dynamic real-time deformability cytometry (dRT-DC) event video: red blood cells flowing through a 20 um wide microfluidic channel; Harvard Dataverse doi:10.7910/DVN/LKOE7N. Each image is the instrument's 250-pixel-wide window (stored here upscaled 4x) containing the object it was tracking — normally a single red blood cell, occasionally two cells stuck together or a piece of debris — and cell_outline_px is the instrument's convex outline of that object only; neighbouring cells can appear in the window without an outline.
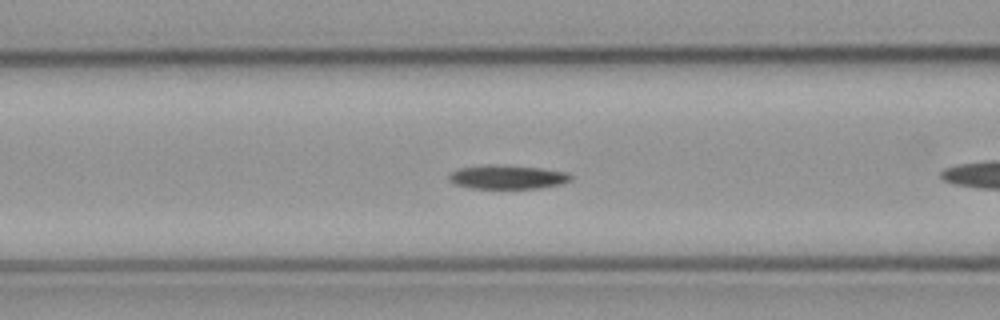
{"species": "common noctule bat (a hibernating species)", "species_latin": "Nyctalus noctula", "temperature_condition": "cold", "stored_images_in_passage": 44, "camera_frame_rate_fps": 3000, "um_per_image_px": 0.085, "animal": {"sex": "male", "body_mass_g": 23.1, "forearm_length_mm": 52.7}, "frame": {"image": 1, "passage_image": 8, "time_ms": 2.333, "image_size_px": [1000, 320], "cell_outline_px": [[572, 180], [560, 184], [540, 188], [472, 188], [452, 184], [448, 180], [448, 172], [460, 168], [488, 164], [496, 164], [540, 168], [568, 172], [572, 176]], "centroid_in_image_um": [43.09, 15.04], "position_along_channel_um": 123.5, "area_um2": 17.17}}
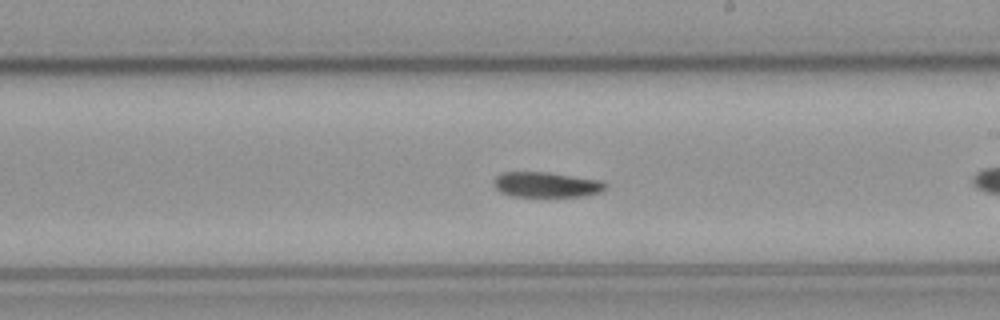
{"frame": {"image": 2, "passage_image": 18, "time_ms": 5.667, "image_size_px": [1000, 320], "cell_outline_px": [[608, 188], [600, 192], [584, 196], [512, 196], [500, 192], [492, 184], [492, 180], [496, 176], [504, 172], [548, 172], [604, 180], [608, 184]], "centroid_in_image_um": [46.48, 15.69], "position_along_channel_um": 242.5, "area_um2": 16.7}}
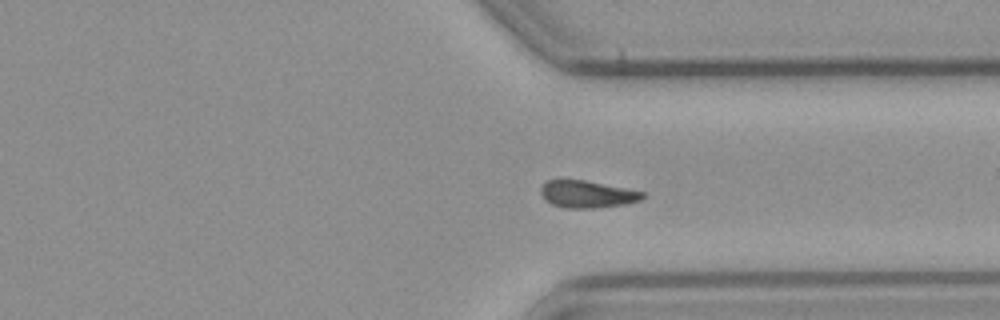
{"frame": {"image": 3, "passage_image": 28, "time_ms": 9.0, "image_size_px": [1000, 320], "cell_outline_px": [[648, 196], [640, 200], [624, 204], [592, 208], [564, 208], [552, 204], [544, 200], [540, 192], [540, 188], [548, 180], [584, 180], [644, 192]], "centroid_in_image_um": [49.9, 16.51], "position_along_channel_um": 361.5, "area_um2": 16.01}, "authors_computed_cell_mechanics": {"area_um2": 16.762, "velocity_mm_per_s": 3.5706, "shape_relaxation_time_tau1_ms": null, "shape_relaxation_time_tau2_ms": 8.746, "deformation_change_tau1": null, "deformation_change_tau2": 0.1433}}